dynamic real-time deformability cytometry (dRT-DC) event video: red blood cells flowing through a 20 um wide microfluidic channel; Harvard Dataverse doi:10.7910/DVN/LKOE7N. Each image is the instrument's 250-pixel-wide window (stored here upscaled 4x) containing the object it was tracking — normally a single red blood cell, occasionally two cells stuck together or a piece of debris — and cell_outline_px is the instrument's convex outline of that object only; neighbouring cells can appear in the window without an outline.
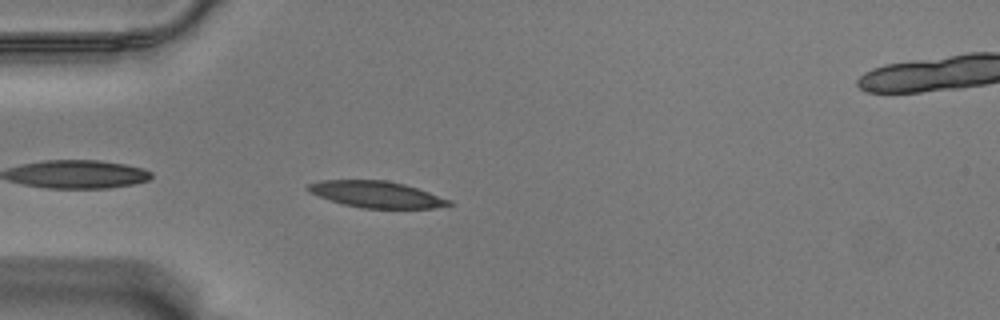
{"species": "Egyptian fruit bat (a non-hibernating species)", "species_latin": "Rousettus aegyptiacus", "temperature_condition": "warm", "stored_images_in_passage": 44, "camera_frame_rate_fps": 3000, "um_per_image_px": 0.085, "animal": {"sex": "male"}, "frame": {"image": 1, "passage_image": 3, "time_ms": 0.667, "image_size_px": [1000, 320], "cell_outline_px": [[452, 204], [432, 208], [360, 208], [344, 204], [308, 192], [304, 188], [308, 184], [320, 180], [384, 180], [404, 184], [452, 200]], "centroid_in_image_um": [31.96, 16.51], "position_along_channel_um": 53.0, "area_um2": 21.5}}
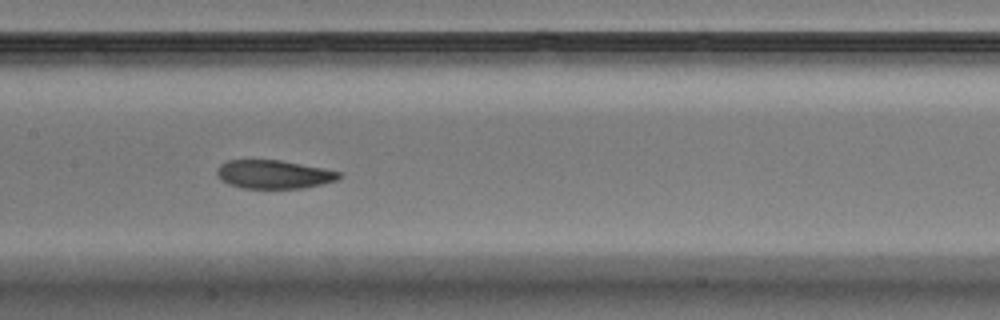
{"frame": {"image": 2, "passage_image": 15, "time_ms": 4.667, "image_size_px": [1000, 320], "cell_outline_px": [[340, 176], [336, 180], [304, 188], [240, 188], [228, 184], [220, 180], [216, 172], [216, 168], [220, 164], [228, 160], [280, 160], [340, 172]], "centroid_in_image_um": [23.18, 14.82], "position_along_channel_um": 184.2, "area_um2": 20.11}}
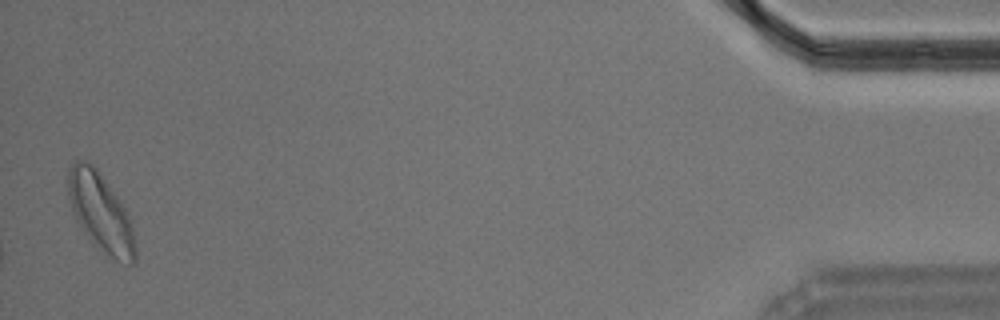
{"frame": {"image": 3, "passage_image": 43, "time_ms": 14.0, "image_size_px": [1000, 320], "cell_outline_px": [[136, 260], [132, 264], [128, 264], [116, 260], [88, 236], [84, 232], [76, 220], [68, 196], [68, 168], [76, 160], [84, 160], [92, 164], [96, 168], [116, 196], [124, 208], [128, 216], [132, 228], [136, 248]], "centroid_in_image_um": [8.54, 18.03], "position_along_channel_um": 426.7, "area_um2": 29.65}, "authors_computed_cell_mechanics": {"area_um2": 21.9351, "velocity_mm_per_s": 3.5092, "shape_relaxation_time_tau1_ms": 7.1567, "shape_relaxation_time_tau2_ms": 3.5487, "deformation_change_tau1": 0.1715, "deformation_change_tau2": 0.0891}}